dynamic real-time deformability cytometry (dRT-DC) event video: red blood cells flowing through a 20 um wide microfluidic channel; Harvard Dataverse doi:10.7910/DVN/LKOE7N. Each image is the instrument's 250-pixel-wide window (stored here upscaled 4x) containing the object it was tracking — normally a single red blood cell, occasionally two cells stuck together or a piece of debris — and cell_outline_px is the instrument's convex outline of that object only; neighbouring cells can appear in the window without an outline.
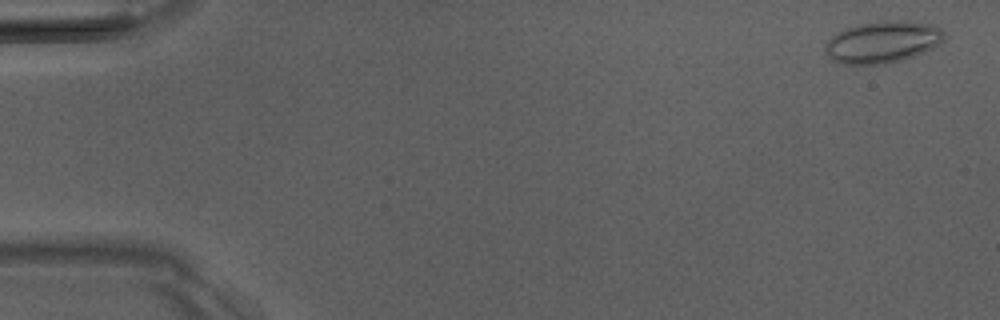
{"species": "Egyptian fruit bat (a non-hibernating species)", "species_latin": "Rousettus aegyptiacus", "temperature_condition": "room temperature", "stored_images_in_passage": 4, "camera_frame_rate_fps": 3000, "um_per_image_px": 0.085, "animal": {"sex": "male"}, "frame": {"image": 1, "passage_image": 1, "time_ms": 0.0, "image_size_px": [1000, 320], "cell_outline_px": [[944, 36], [940, 44], [924, 52], [900, 60], [880, 64], [844, 64], [832, 60], [828, 56], [824, 48], [828, 40], [836, 32], [860, 24], [884, 20], [908, 20], [932, 24], [940, 28], [944, 32]], "centroid_in_image_um": [75.03, 3.55], "position_along_channel_um": 10.0, "area_um2": 28.9}}